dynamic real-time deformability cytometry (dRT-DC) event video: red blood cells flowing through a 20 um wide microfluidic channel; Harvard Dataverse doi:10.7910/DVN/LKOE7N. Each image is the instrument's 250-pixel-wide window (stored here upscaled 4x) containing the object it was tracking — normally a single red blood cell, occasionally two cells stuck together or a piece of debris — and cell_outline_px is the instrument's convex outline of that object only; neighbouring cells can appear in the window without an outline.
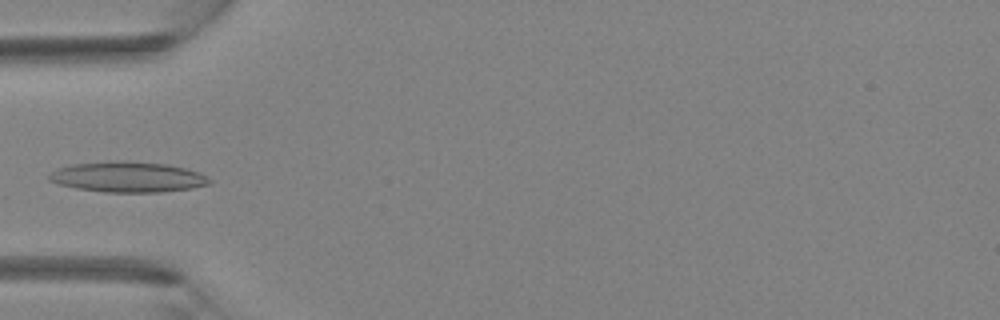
{"species": "Egyptian fruit bat (a non-hibernating species)", "species_latin": "Rousettus aegyptiacus", "temperature_condition": "room temperature", "stored_images_in_passage": 5, "camera_frame_rate_fps": 3000, "um_per_image_px": 0.085, "animal": {"sex": "female"}, "frame": {"image": 1, "passage_image": 5, "time_ms": 1.333, "image_size_px": [1000, 320], "cell_outline_px": [[212, 184], [192, 188], [160, 192], [104, 192], [76, 188], [60, 184], [48, 180], [48, 176], [52, 172], [60, 168], [72, 164], [124, 160], [168, 164], [200, 172], [212, 180]], "centroid_in_image_um": [10.91, 15.04], "position_along_channel_um": 74.1, "area_um2": 28.5}}